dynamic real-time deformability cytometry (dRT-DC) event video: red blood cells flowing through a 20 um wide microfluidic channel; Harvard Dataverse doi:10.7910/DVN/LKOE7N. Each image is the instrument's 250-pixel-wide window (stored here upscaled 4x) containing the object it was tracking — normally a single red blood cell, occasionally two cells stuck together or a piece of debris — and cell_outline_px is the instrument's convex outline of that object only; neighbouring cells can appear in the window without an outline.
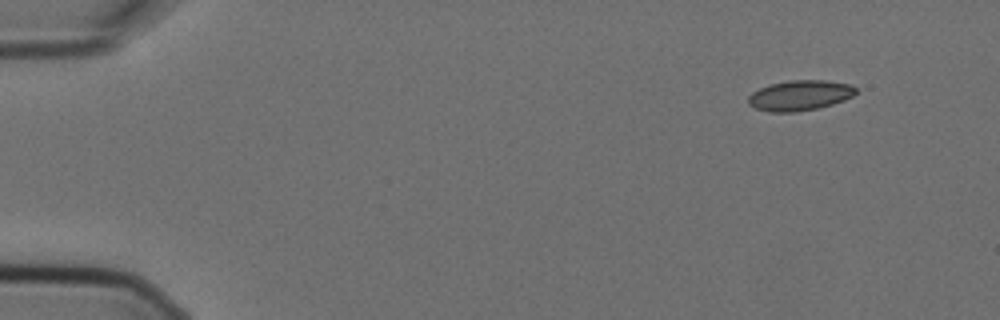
{"species": "Egyptian fruit bat (a non-hibernating species)", "species_latin": "Rousettus aegyptiacus", "temperature_condition": "cold", "stored_images_in_passage": 5, "camera_frame_rate_fps": 3000, "um_per_image_px": 0.085, "animal": {"sex": "female"}, "frame": {"image": 1, "passage_image": 1, "time_ms": 0.0, "image_size_px": [1000, 320], "cell_outline_px": [[856, 92], [852, 96], [844, 100], [832, 104], [816, 108], [796, 112], [768, 112], [756, 108], [748, 104], [748, 96], [752, 92], [768, 84], [788, 80], [824, 80], [852, 84], [856, 88]], "centroid_in_image_um": [67.97, 8.1], "position_along_channel_um": 17.0, "area_um2": 19.07}}
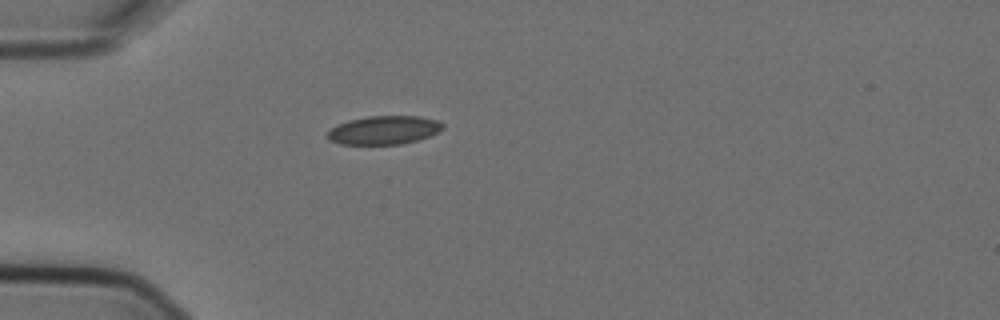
{"frame": {"image": 2, "passage_image": 4, "time_ms": 1.0, "image_size_px": [1000, 320], "cell_outline_px": [[444, 128], [440, 132], [416, 140], [400, 144], [340, 144], [328, 140], [324, 136], [332, 128], [348, 120], [368, 116], [416, 116], [436, 120], [444, 124]], "centroid_in_image_um": [32.62, 11.06], "position_along_channel_um": 52.4, "area_um2": 19.13}}